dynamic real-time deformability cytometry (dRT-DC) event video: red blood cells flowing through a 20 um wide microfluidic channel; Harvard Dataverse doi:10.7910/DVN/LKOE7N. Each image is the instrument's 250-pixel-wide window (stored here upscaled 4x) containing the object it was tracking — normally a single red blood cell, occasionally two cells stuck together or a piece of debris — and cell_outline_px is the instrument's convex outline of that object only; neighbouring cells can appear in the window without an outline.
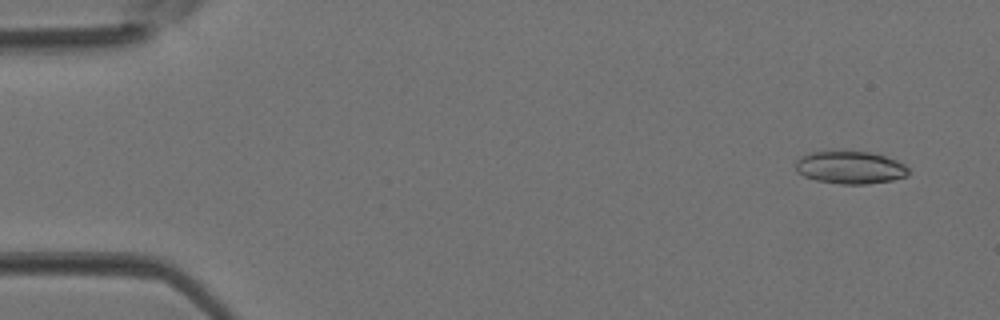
{"species": "Egyptian fruit bat (a non-hibernating species)", "species_latin": "Rousettus aegyptiacus", "temperature_condition": "room temperature", "stored_images_in_passage": 4, "camera_frame_rate_fps": 3000, "um_per_image_px": 0.085, "animal": {"sex": "female"}, "frame": {"image": 1, "passage_image": 1, "time_ms": 0.0, "image_size_px": [1000, 320], "cell_outline_px": [[908, 176], [892, 180], [868, 184], [840, 184], [816, 180], [804, 176], [796, 168], [796, 160], [812, 152], [840, 148], [872, 152], [896, 160], [904, 164], [908, 168]], "centroid_in_image_um": [72.28, 14.19], "position_along_channel_um": 12.7, "area_um2": 22.02}}